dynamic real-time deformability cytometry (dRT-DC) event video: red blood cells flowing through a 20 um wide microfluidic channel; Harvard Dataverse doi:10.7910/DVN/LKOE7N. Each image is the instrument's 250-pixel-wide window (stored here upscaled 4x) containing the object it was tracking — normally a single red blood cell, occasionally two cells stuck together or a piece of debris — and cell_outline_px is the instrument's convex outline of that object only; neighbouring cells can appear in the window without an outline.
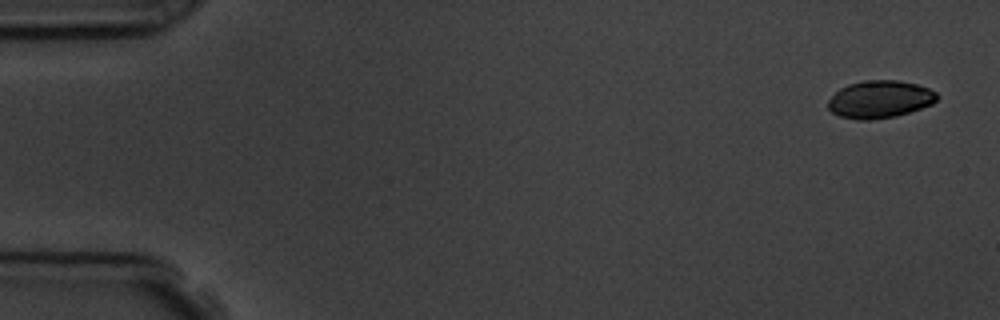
{"species": "common noctule bat (a hibernating species)", "species_latin": "Nyctalus noctula", "temperature_condition": "room temperature", "stored_images_in_passage": 5, "camera_frame_rate_fps": 3000, "um_per_image_px": 0.085, "animal": {"sex": "male", "body_mass_g": 19.5, "forearm_length_mm": 54.6}, "frame": {"image": 1, "passage_image": 1, "time_ms": 0.0, "image_size_px": [1000, 320], "cell_outline_px": [[940, 96], [932, 104], [896, 116], [868, 120], [860, 120], [840, 116], [832, 112], [828, 108], [828, 100], [840, 88], [848, 84], [864, 80], [896, 80], [916, 84], [928, 88], [936, 92]], "centroid_in_image_um": [74.78, 8.43], "position_along_channel_um": 10.2, "area_um2": 23.7}}
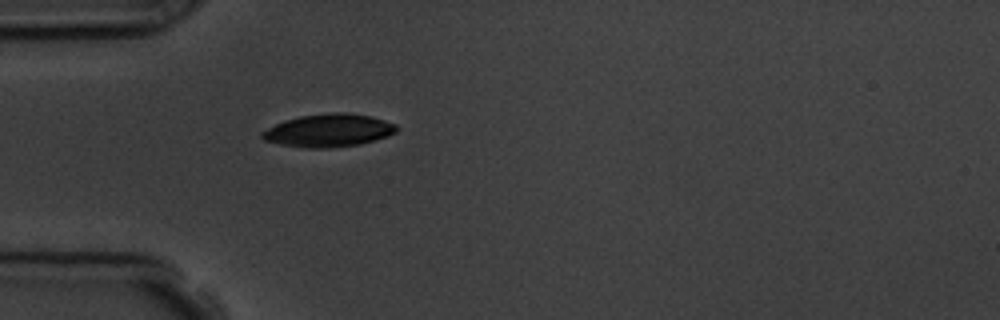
{"frame": {"image": 2, "passage_image": 5, "time_ms": 4.667, "image_size_px": [1000, 320], "cell_outline_px": [[400, 128], [396, 132], [388, 136], [360, 144], [332, 148], [304, 148], [280, 144], [264, 140], [260, 136], [260, 132], [284, 120], [300, 116], [332, 112], [344, 112], [372, 116], [396, 124]], "centroid_in_image_um": [27.95, 11.09], "position_along_channel_um": 57.1, "area_um2": 25.95}}